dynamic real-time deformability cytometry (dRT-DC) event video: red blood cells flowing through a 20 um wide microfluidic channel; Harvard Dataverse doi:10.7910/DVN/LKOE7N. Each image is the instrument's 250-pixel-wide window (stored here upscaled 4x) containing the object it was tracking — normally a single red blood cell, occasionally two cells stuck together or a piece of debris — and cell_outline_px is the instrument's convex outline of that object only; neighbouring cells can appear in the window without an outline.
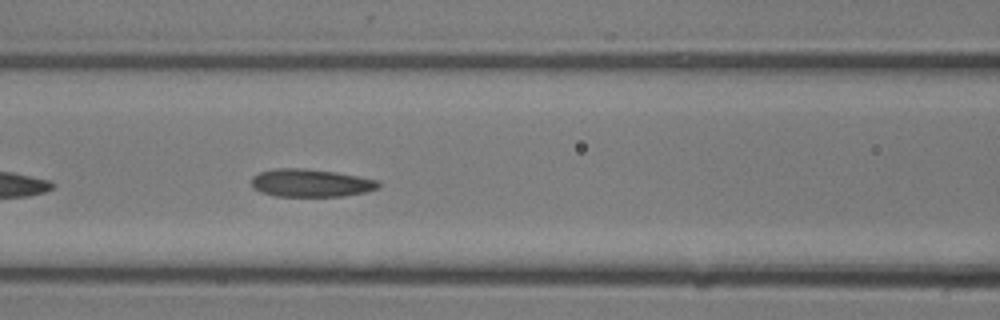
{"species": "common noctule bat (a hibernating species)", "species_latin": "Nyctalus noctula", "temperature_condition": "room temperature", "stored_images_in_passage": 12, "camera_frame_rate_fps": 3000, "um_per_image_px": 0.085, "animal": {"sex": "male", "body_mass_g": 13.3}, "frame": {"image": 1, "passage_image": 12, "time_ms": 3.667, "image_size_px": [1000, 320], "cell_outline_px": [[380, 184], [376, 188], [364, 192], [344, 196], [276, 196], [260, 192], [252, 188], [252, 176], [260, 172], [276, 168], [304, 168], [336, 172], [380, 180]], "centroid_in_image_um": [26.39, 15.55], "position_along_channel_um": 140.2, "area_um2": 20.63}}